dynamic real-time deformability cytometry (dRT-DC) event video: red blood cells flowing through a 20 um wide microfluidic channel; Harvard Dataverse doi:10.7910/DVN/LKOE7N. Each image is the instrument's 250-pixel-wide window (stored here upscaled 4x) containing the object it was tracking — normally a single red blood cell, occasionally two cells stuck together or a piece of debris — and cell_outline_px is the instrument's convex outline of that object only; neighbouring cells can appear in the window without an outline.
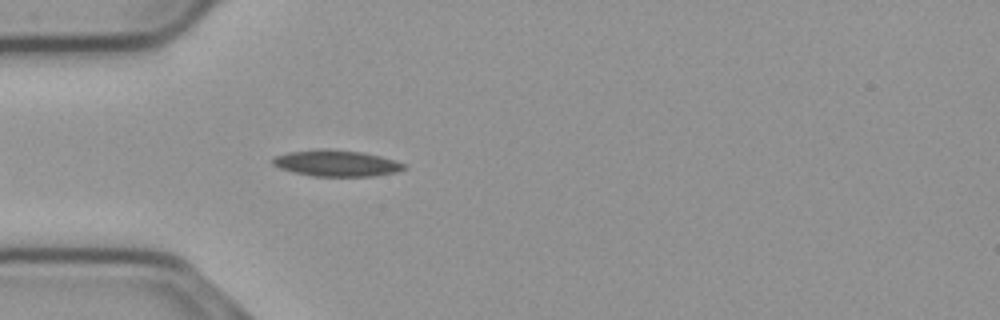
{"species": "common noctule bat (a hibernating species)", "species_latin": "Nyctalus noctula", "temperature_condition": "cold", "stored_images_in_passage": 23, "camera_frame_rate_fps": 3000, "um_per_image_px": 0.085, "animal": {"sex": "male", "body_mass_g": 23.1, "forearm_length_mm": 52.7}, "frame": {"image": 1, "passage_image": 5, "time_ms": 1.333, "image_size_px": [1000, 320], "cell_outline_px": [[404, 168], [396, 172], [372, 176], [312, 176], [280, 168], [272, 164], [272, 160], [276, 156], [288, 152], [316, 148], [328, 148], [360, 152], [380, 156], [404, 164]], "centroid_in_image_um": [28.54, 13.86], "position_along_channel_um": 56.5, "area_um2": 19.88}}
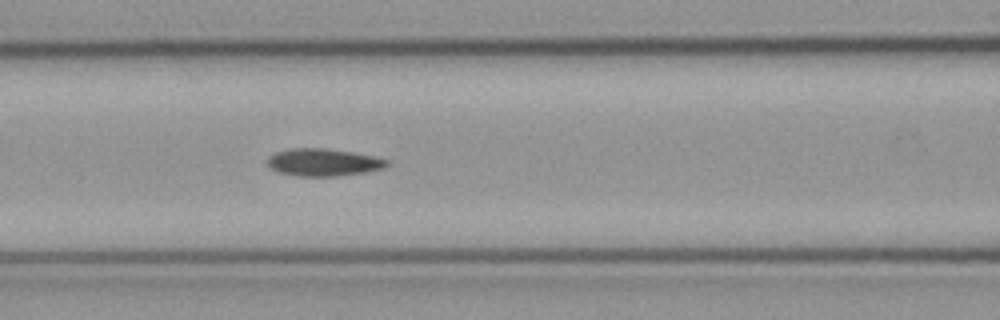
{"frame": {"image": 2, "passage_image": 12, "time_ms": 3.667, "image_size_px": [1000, 320], "cell_outline_px": [[388, 164], [384, 168], [368, 172], [336, 176], [296, 176], [276, 172], [268, 164], [268, 156], [276, 152], [292, 148], [324, 148], [352, 152], [372, 156], [388, 160]], "centroid_in_image_um": [27.47, 13.8], "position_along_channel_um": 139.1, "area_um2": 19.07}}
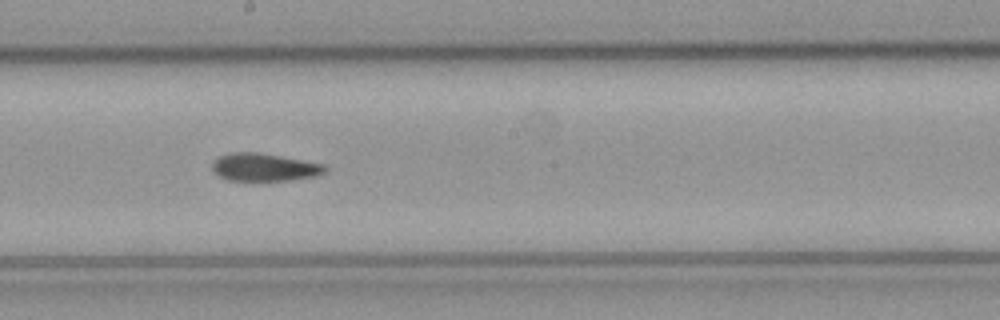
{"frame": {"image": 3, "passage_image": 19, "time_ms": 6.0, "image_size_px": [1000, 320], "cell_outline_px": [[328, 172], [316, 176], [292, 180], [228, 180], [212, 172], [212, 164], [220, 156], [232, 152], [256, 152], [324, 164], [328, 168]], "centroid_in_image_um": [22.49, 14.22], "position_along_channel_um": 225.7, "area_um2": 18.15}}